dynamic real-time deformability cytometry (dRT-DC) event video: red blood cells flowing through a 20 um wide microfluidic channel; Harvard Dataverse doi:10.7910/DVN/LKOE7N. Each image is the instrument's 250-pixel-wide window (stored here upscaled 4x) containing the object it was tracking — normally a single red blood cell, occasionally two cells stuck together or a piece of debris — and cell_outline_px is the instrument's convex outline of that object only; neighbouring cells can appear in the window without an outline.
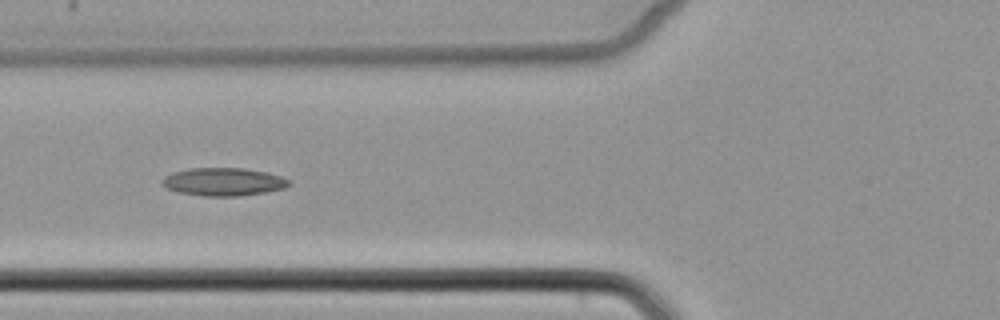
{"species": "common noctule bat (a hibernating species)", "species_latin": "Nyctalus noctula", "temperature_condition": "cold", "stored_images_in_passage": 9, "camera_frame_rate_fps": 3000, "um_per_image_px": 0.085, "animal": {"sex": "female", "body_mass_g": 22.7, "forearm_length_mm": 54.2}, "frame": {"image": 1, "passage_image": 6, "time_ms": 7.0, "image_size_px": [1000, 320], "cell_outline_px": [[292, 184], [284, 188], [264, 192], [240, 196], [204, 196], [180, 192], [168, 188], [160, 184], [160, 180], [164, 176], [172, 172], [188, 168], [244, 168], [264, 172], [280, 176], [288, 180]], "centroid_in_image_um": [18.95, 15.45], "position_along_channel_um": 106.9, "area_um2": 20.63}}
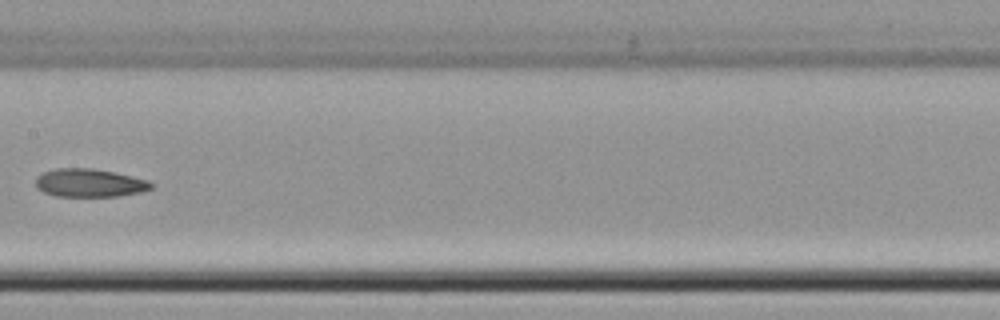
{"frame": {"image": 2, "passage_image": 8, "time_ms": 9.333, "image_size_px": [1000, 320], "cell_outline_px": [[156, 184], [152, 188], [140, 192], [116, 196], [56, 196], [44, 192], [36, 188], [36, 176], [44, 172], [56, 168], [92, 168], [112, 172], [148, 180]], "centroid_in_image_um": [7.6, 15.55], "position_along_channel_um": 199.8, "area_um2": 18.9}}
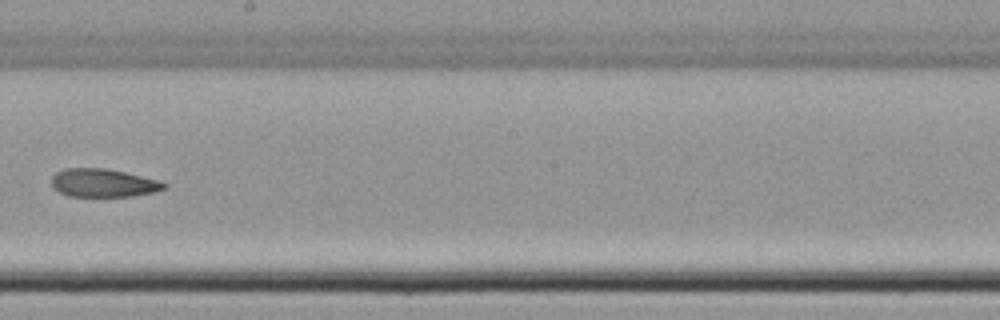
{"frame": {"image": 3, "passage_image": 9, "time_ms": 10.333, "image_size_px": [1000, 320], "cell_outline_px": [[168, 188], [156, 192], [132, 196], [68, 196], [52, 188], [52, 176], [56, 172], [64, 168], [104, 168], [124, 172], [160, 180], [168, 184]], "centroid_in_image_um": [8.81, 15.55], "position_along_channel_um": 239.4, "area_um2": 18.67}}